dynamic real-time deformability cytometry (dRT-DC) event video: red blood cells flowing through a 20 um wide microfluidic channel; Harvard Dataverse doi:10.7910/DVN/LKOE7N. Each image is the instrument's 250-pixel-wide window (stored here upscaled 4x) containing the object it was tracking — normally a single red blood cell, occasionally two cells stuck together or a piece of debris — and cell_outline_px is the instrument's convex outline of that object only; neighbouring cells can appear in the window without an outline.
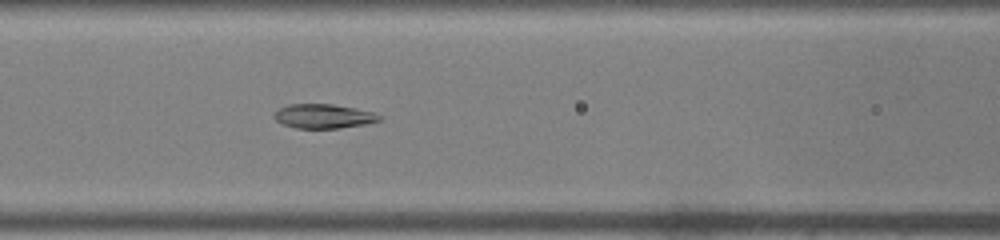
{"species": "common noctule bat (a hibernating species)", "species_latin": "Nyctalus noctula", "temperature_condition": "warm", "stored_images_in_passage": 50, "segment_of_instrument_passage": [2, 2], "camera_frame_rate_fps": 3000, "um_per_image_px": 0.085, "animal": {"sex": "male", "body_mass_g": 19.0, "forearm_length_mm": 50.8}, "frame": {"image": 1, "passage_image": 22, "time_ms": 7.0, "image_size_px": [1000, 240], "cell_outline_px": [[380, 120], [368, 124], [340, 128], [296, 128], [284, 124], [276, 120], [272, 116], [280, 108], [288, 104], [332, 104], [372, 112], [380, 116]], "centroid_in_image_um": [27.48, 9.88], "position_along_channel_um": 139.1, "area_um2": 14.68}}
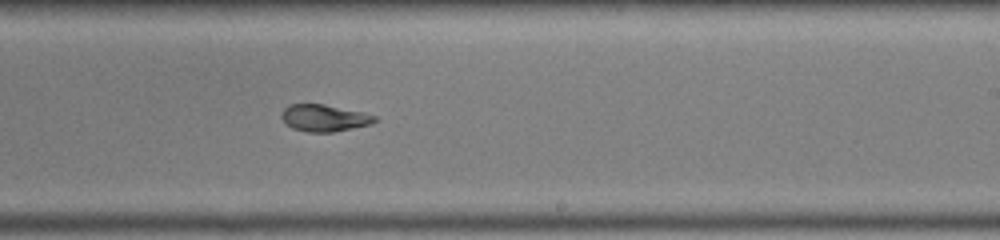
{"frame": {"image": 2, "passage_image": 31, "time_ms": 10.0, "image_size_px": [1000, 240], "cell_outline_px": [[376, 120], [372, 124], [332, 132], [308, 132], [292, 128], [280, 116], [284, 108], [288, 104], [324, 104], [360, 112], [376, 116]], "centroid_in_image_um": [27.53, 10.03], "position_along_channel_um": 261.5, "area_um2": 14.39}}
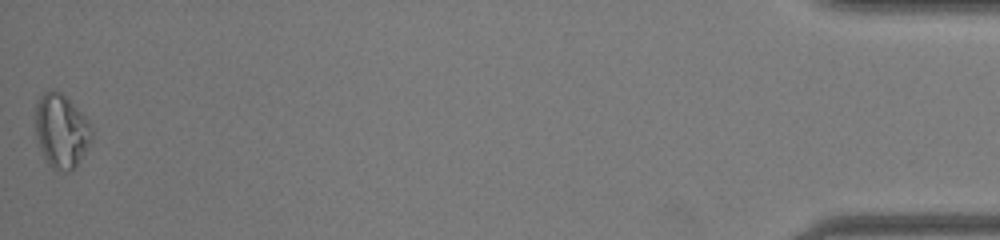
{"frame": {"image": 3, "passage_image": 50, "time_ms": 16.333, "image_size_px": [1000, 240], "cell_outline_px": [[92, 140], [88, 148], [76, 168], [68, 172], [52, 168], [48, 164], [40, 148], [36, 136], [36, 104], [40, 96], [44, 92], [56, 88], [92, 124]], "centroid_in_image_um": [5.23, 11.15], "position_along_channel_um": 430.0, "area_um2": 24.28}}